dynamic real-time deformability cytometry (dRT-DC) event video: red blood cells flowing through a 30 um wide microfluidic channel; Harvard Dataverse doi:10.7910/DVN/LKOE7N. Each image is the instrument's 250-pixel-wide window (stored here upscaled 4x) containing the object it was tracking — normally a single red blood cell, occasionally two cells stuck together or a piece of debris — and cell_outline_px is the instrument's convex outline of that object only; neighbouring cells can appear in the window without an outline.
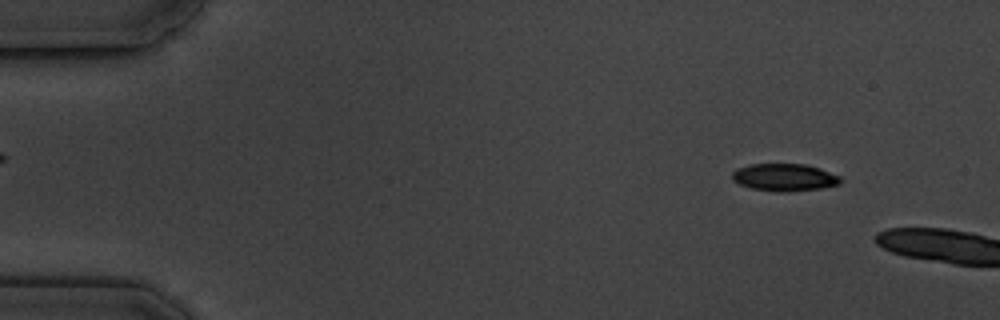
{"species": "common noctule bat (a hibernating species)", "species_latin": "Nyctalus noctula", "temperature_condition": "cold", "stored_images_in_passage": 2, "camera_frame_rate_fps": 3000, "um_per_image_px": 0.085, "animal": {"sex": "male", "body_mass_g": 19.5, "forearm_length_mm": 54.6}, "frame": {"image": 1, "passage_image": 1, "time_ms": 0.0, "image_size_px": [1000, 320], "cell_outline_px": [[844, 180], [840, 184], [820, 188], [788, 192], [776, 192], [752, 188], [740, 184], [732, 180], [732, 172], [736, 168], [752, 164], [804, 164], [820, 168], [840, 176]], "centroid_in_image_um": [66.69, 15.07], "position_along_channel_um": 18.3, "area_um2": 17.4}}